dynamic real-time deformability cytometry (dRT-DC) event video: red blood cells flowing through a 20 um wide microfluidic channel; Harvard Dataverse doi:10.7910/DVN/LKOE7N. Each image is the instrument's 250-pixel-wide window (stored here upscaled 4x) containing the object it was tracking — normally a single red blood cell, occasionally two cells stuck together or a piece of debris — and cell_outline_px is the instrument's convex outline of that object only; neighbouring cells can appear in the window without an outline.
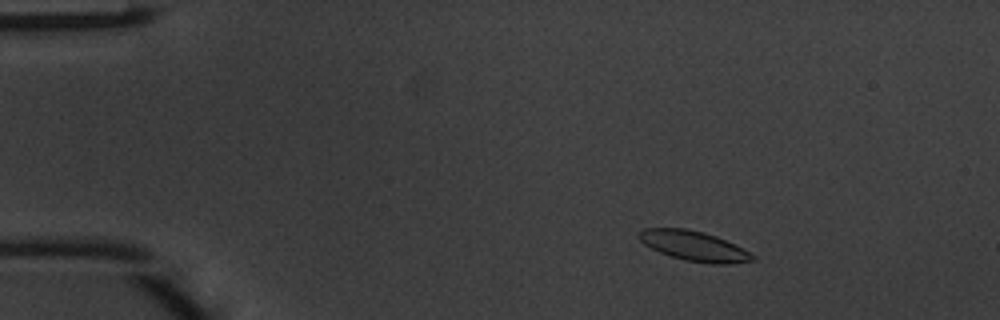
{"species": "common noctule bat (a hibernating species)", "species_latin": "Nyctalus noctula", "temperature_condition": "warm", "stored_images_in_passage": 48, "camera_frame_rate_fps": 3000, "um_per_image_px": 0.085, "animal": {"sex": "male", "body_mass_g": 20.1, "forearm_length_mm": 53.5}, "frame": {"image": 1, "passage_image": 7, "time_ms": 2.0, "image_size_px": [1000, 320], "cell_outline_px": [[756, 260], [728, 264], [712, 264], [684, 260], [660, 252], [644, 244], [636, 236], [636, 232], [644, 228], [684, 228], [704, 232], [716, 236], [756, 256]], "centroid_in_image_um": [58.94, 20.9], "position_along_channel_um": 26.1, "area_um2": 19.65}}
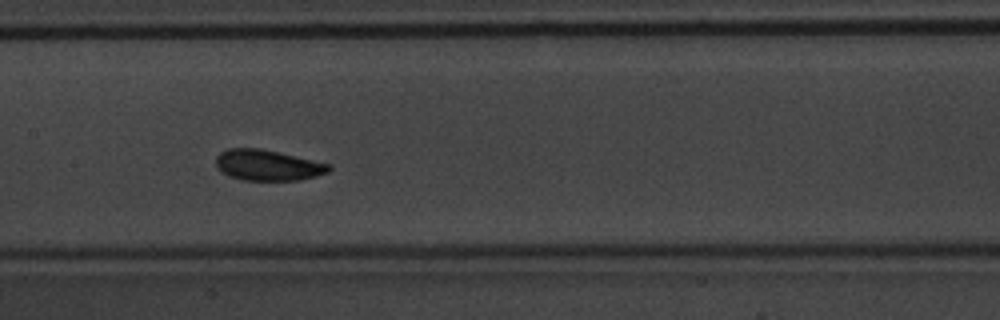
{"frame": {"image": 2, "passage_image": 24, "time_ms": 7.667, "image_size_px": [1000, 320], "cell_outline_px": [[332, 168], [328, 172], [316, 176], [300, 180], [244, 180], [228, 176], [220, 172], [216, 168], [216, 156], [220, 152], [228, 148], [260, 148], [332, 164]], "centroid_in_image_um": [22.74, 14.04], "position_along_channel_um": 184.7, "area_um2": 20.46}}
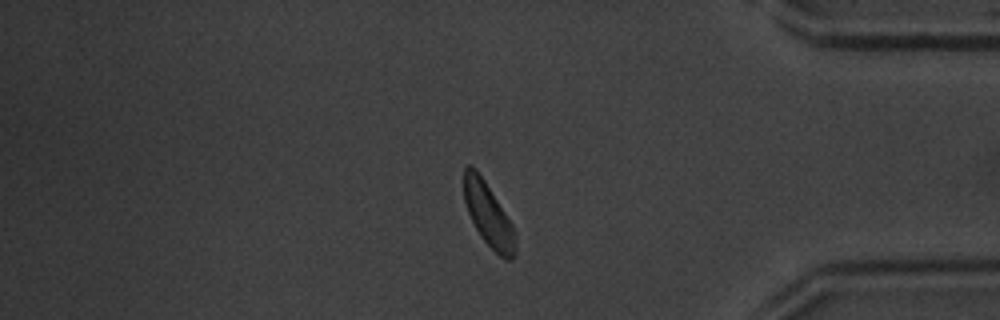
{"frame": {"image": 3, "passage_image": 41, "time_ms": 13.333, "image_size_px": [1000, 320], "cell_outline_px": [[516, 256], [512, 260], [504, 260], [480, 236], [468, 212], [464, 200], [464, 168], [468, 164], [476, 168], [484, 180], [512, 224], [516, 248]], "centroid_in_image_um": [41.51, 18.26], "position_along_channel_um": 393.7, "area_um2": 18.73}, "authors_computed_cell_mechanics": {"area_um2": 19.5942, "velocity_mm_per_s": 4.1036, "shape_relaxation_time_tau1_ms": 2.8584, "shape_relaxation_time_tau2_ms": 4.4893, "deformation_change_tau1": 0.1552, "deformation_change_tau2": 0.1223}}